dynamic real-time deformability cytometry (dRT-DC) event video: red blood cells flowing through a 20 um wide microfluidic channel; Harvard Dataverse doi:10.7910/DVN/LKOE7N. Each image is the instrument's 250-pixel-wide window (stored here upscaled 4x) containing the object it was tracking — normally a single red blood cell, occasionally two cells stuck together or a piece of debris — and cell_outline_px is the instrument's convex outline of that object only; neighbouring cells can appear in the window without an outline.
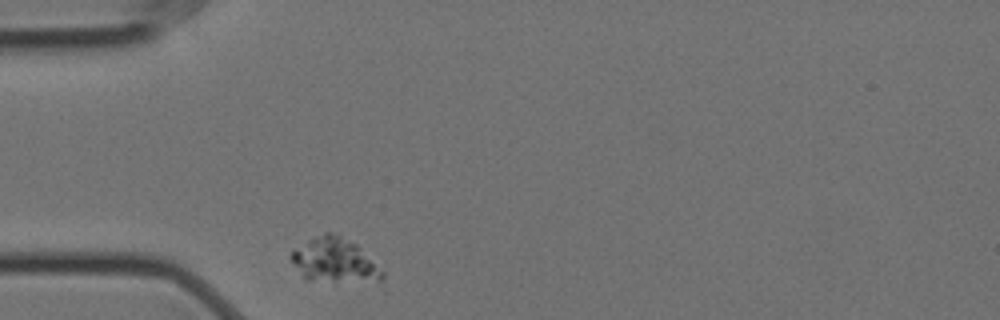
{"species": "Egyptian fruit bat (a non-hibernating species)", "species_latin": "Rousettus aegyptiacus", "temperature_condition": "cold", "stored_images_in_passage": 34, "camera_frame_rate_fps": 3000, "um_per_image_px": 0.085, "animal": {"sex": "female"}, "frame": {"image": 1, "passage_image": 1, "time_ms": 0.0, "image_size_px": [1000, 320], "cell_outline_px": [[384, 292], [308, 280], [304, 276], [288, 256], [292, 252], [308, 240], [324, 232], [340, 232], [356, 244], [384, 272]], "centroid_in_image_um": [28.7, 22.33], "position_along_channel_um": 56.3, "area_um2": 26.24}}
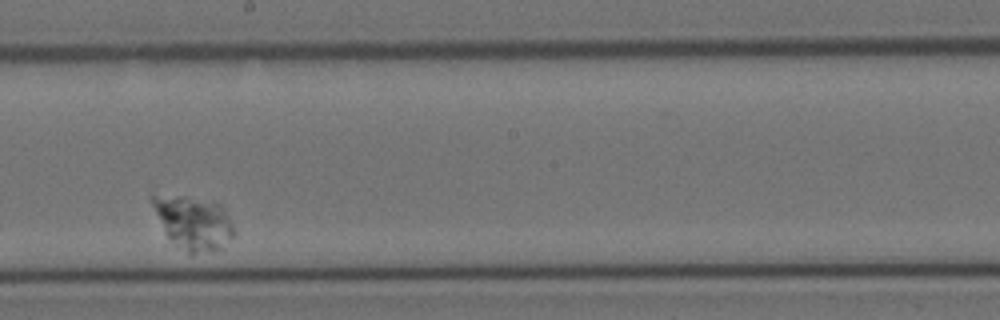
{"frame": {"image": 2, "passage_image": 20, "time_ms": 6.333, "image_size_px": [1000, 320], "cell_outline_px": [[236, 232], [220, 248], [192, 256], [172, 240], [168, 236], [152, 204], [152, 196], [184, 196], [220, 204], [228, 216]], "centroid_in_image_um": [16.48, 18.95], "position_along_channel_um": 231.7, "area_um2": 24.45}}
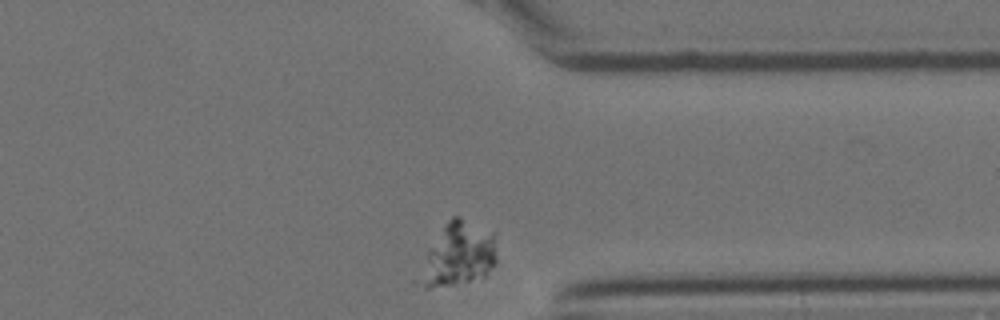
{"frame": {"image": 3, "passage_image": 34, "time_ms": 11.0, "image_size_px": [1000, 320], "cell_outline_px": [[496, 260], [484, 276], [452, 284], [428, 288], [424, 288], [420, 284], [428, 252], [444, 224], [452, 216], [460, 216], [496, 232]], "centroid_in_image_um": [39.05, 21.55], "position_along_channel_um": 372.4, "area_um2": 27.69}}